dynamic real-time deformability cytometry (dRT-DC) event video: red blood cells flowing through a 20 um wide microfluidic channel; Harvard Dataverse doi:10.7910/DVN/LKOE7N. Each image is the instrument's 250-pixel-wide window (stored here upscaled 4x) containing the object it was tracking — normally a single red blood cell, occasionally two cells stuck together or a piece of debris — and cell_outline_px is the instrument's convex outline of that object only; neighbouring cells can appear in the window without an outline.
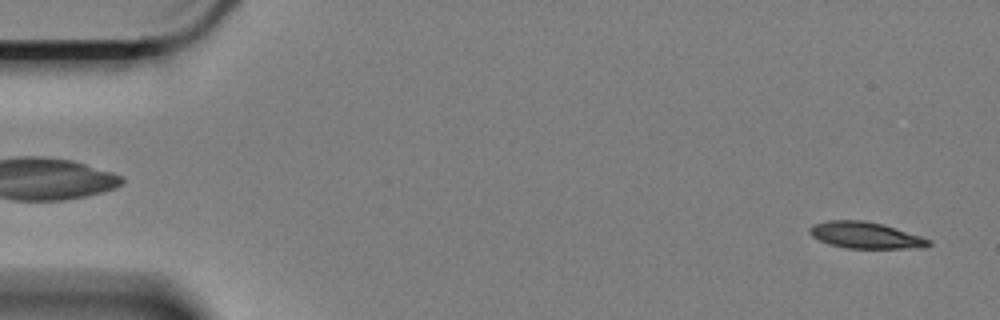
{"species": "Egyptian fruit bat (a non-hibernating species)", "species_latin": "Rousettus aegyptiacus", "temperature_condition": "cold", "stored_images_in_passage": 58, "camera_frame_rate_fps": 3000, "um_per_image_px": 0.085, "animal": {"sex": "female"}, "frame": {"image": 1, "passage_image": 2, "time_ms": 0.333, "image_size_px": [1000, 320], "cell_outline_px": [[932, 244], [924, 248], [848, 248], [828, 244], [812, 236], [808, 228], [816, 224], [828, 220], [864, 220], [880, 224], [920, 236], [932, 240]], "centroid_in_image_um": [73.58, 20.0], "position_along_channel_um": 11.4, "area_um2": 18.09}}
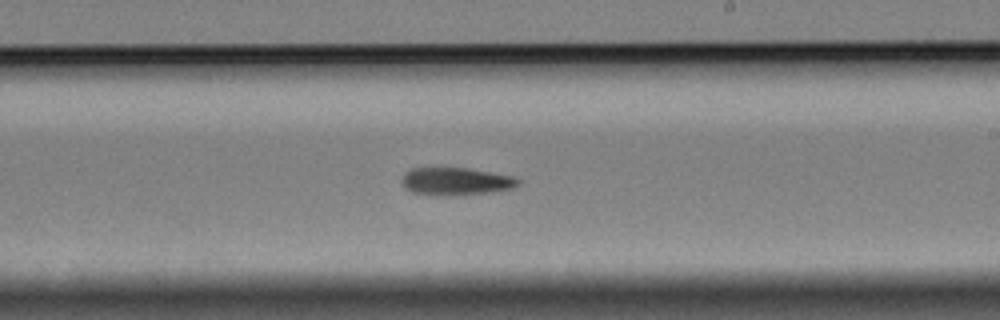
{"frame": {"image": 2, "passage_image": 34, "time_ms": 11.0, "image_size_px": [1000, 320], "cell_outline_px": [[520, 184], [512, 188], [488, 192], [412, 192], [404, 188], [404, 176], [412, 168], [468, 168], [512, 176], [520, 180]], "centroid_in_image_um": [38.82, 15.35], "position_along_channel_um": 250.2, "area_um2": 17.22}}
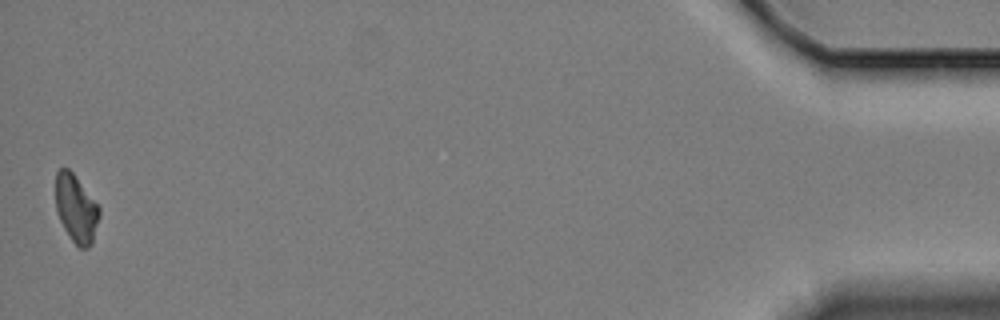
{"frame": {"image": 3, "passage_image": 58, "time_ms": 19.0, "image_size_px": [1000, 320], "cell_outline_px": [[100, 216], [92, 244], [88, 248], [80, 248], [72, 240], [64, 228], [56, 212], [56, 172], [60, 168], [68, 168], [72, 172], [100, 208]], "centroid_in_image_um": [6.47, 17.75], "position_along_channel_um": 428.7, "area_um2": 17.11}, "authors_computed_cell_mechanics": {"area_um2": 18.6405, "velocity_mm_per_s": 3.357, "shape_relaxation_time_tau1_ms": 5.5349, "shape_relaxation_time_tau2_ms": null, "deformation_change_tau1": 0.1578, "deformation_change_tau2": null}}